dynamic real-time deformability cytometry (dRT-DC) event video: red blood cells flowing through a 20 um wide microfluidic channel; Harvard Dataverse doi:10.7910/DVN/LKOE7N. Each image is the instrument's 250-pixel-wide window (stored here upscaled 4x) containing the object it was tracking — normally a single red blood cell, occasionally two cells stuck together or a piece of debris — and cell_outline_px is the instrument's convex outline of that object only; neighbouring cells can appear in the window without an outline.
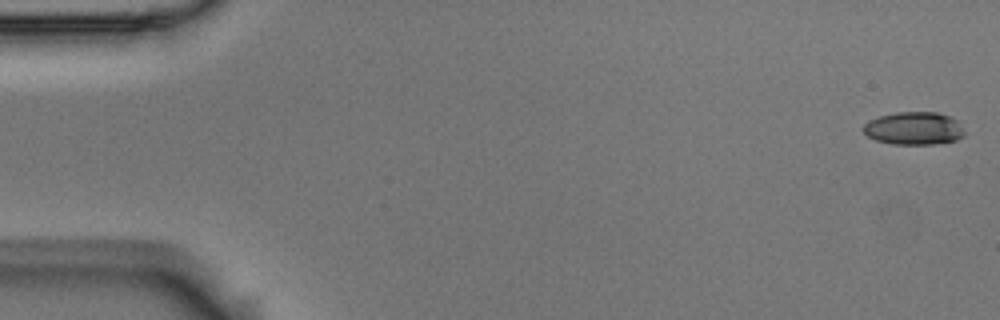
{"species": "Egyptian fruit bat (a non-hibernating species)", "species_latin": "Rousettus aegyptiacus", "temperature_condition": "room temperature", "stored_images_in_passage": 55, "camera_frame_rate_fps": 3000, "um_per_image_px": 0.085, "animal": {"sex": "male"}, "frame": {"image": 1, "passage_image": 1, "time_ms": 0.0, "image_size_px": [1000, 320], "cell_outline_px": [[964, 136], [956, 140], [936, 144], [892, 144], [876, 140], [868, 136], [864, 132], [864, 124], [868, 120], [880, 116], [896, 112], [936, 112], [952, 116], [956, 120], [964, 132]], "centroid_in_image_um": [77.69, 10.91], "position_along_channel_um": 7.3, "area_um2": 19.36}}
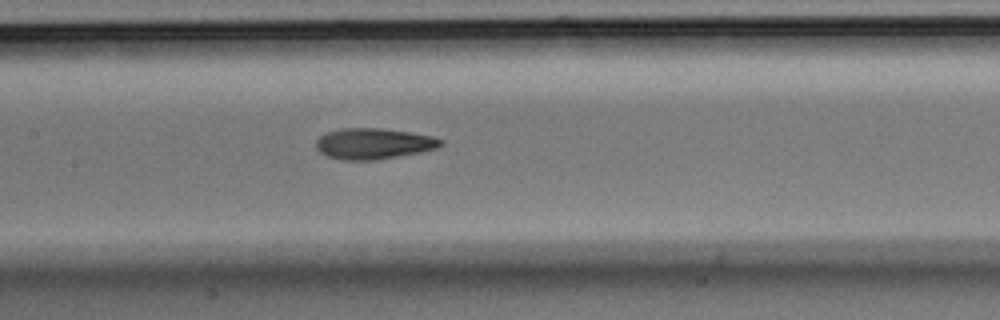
{"frame": {"image": 2, "passage_image": 26, "time_ms": 8.333, "image_size_px": [1000, 320], "cell_outline_px": [[444, 144], [440, 148], [420, 152], [376, 160], [344, 160], [328, 156], [320, 152], [316, 148], [316, 140], [320, 136], [328, 132], [340, 128], [384, 128], [432, 136], [444, 140]], "centroid_in_image_um": [31.78, 12.21], "position_along_channel_um": 175.6, "area_um2": 22.54}}
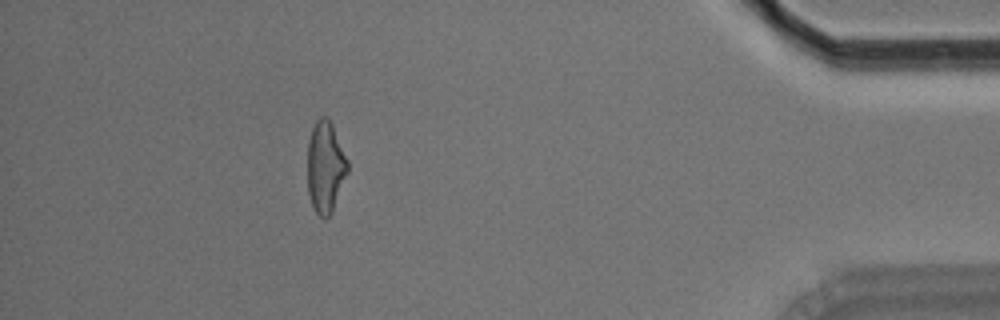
{"frame": {"image": 3, "passage_image": 49, "time_ms": 16.0, "image_size_px": [1000, 320], "cell_outline_px": [[348, 172], [332, 212], [324, 220], [316, 212], [312, 204], [308, 192], [308, 140], [312, 128], [316, 120], [320, 116], [328, 116], [332, 124], [348, 160]], "centroid_in_image_um": [27.66, 14.17], "position_along_channel_um": 407.5, "area_um2": 21.44}, "authors_computed_cell_mechanics": {"area_um2": 21.7328, "velocity_mm_per_s": 3.7014, "shape_relaxation_time_tau1_ms": 9.2857, "shape_relaxation_time_tau2_ms": 3.0698, "deformation_change_tau1": 0.2351, "deformation_change_tau2": 0.121}}